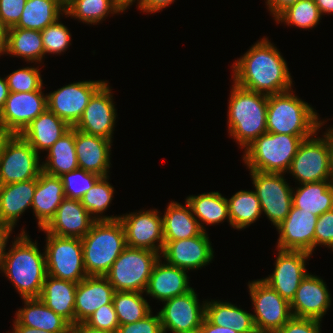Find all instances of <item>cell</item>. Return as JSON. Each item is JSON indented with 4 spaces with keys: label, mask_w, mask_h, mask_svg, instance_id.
Returning <instances> with one entry per match:
<instances>
[{
    "label": "cell",
    "mask_w": 333,
    "mask_h": 333,
    "mask_svg": "<svg viewBox=\"0 0 333 333\" xmlns=\"http://www.w3.org/2000/svg\"><path fill=\"white\" fill-rule=\"evenodd\" d=\"M293 188L292 205L316 216L333 209V183L324 180Z\"/></svg>",
    "instance_id": "obj_33"
},
{
    "label": "cell",
    "mask_w": 333,
    "mask_h": 333,
    "mask_svg": "<svg viewBox=\"0 0 333 333\" xmlns=\"http://www.w3.org/2000/svg\"><path fill=\"white\" fill-rule=\"evenodd\" d=\"M95 221L80 200L65 198L43 229L60 237L83 238Z\"/></svg>",
    "instance_id": "obj_22"
},
{
    "label": "cell",
    "mask_w": 333,
    "mask_h": 333,
    "mask_svg": "<svg viewBox=\"0 0 333 333\" xmlns=\"http://www.w3.org/2000/svg\"><path fill=\"white\" fill-rule=\"evenodd\" d=\"M318 216L292 205L286 219L276 229L279 250L314 252V231Z\"/></svg>",
    "instance_id": "obj_20"
},
{
    "label": "cell",
    "mask_w": 333,
    "mask_h": 333,
    "mask_svg": "<svg viewBox=\"0 0 333 333\" xmlns=\"http://www.w3.org/2000/svg\"><path fill=\"white\" fill-rule=\"evenodd\" d=\"M328 148H329V172L333 183V127H328Z\"/></svg>",
    "instance_id": "obj_57"
},
{
    "label": "cell",
    "mask_w": 333,
    "mask_h": 333,
    "mask_svg": "<svg viewBox=\"0 0 333 333\" xmlns=\"http://www.w3.org/2000/svg\"><path fill=\"white\" fill-rule=\"evenodd\" d=\"M160 254L127 246L105 275L115 291L144 293Z\"/></svg>",
    "instance_id": "obj_7"
},
{
    "label": "cell",
    "mask_w": 333,
    "mask_h": 333,
    "mask_svg": "<svg viewBox=\"0 0 333 333\" xmlns=\"http://www.w3.org/2000/svg\"><path fill=\"white\" fill-rule=\"evenodd\" d=\"M143 294L142 292L115 291L113 305L119 325L137 322L152 311Z\"/></svg>",
    "instance_id": "obj_40"
},
{
    "label": "cell",
    "mask_w": 333,
    "mask_h": 333,
    "mask_svg": "<svg viewBox=\"0 0 333 333\" xmlns=\"http://www.w3.org/2000/svg\"><path fill=\"white\" fill-rule=\"evenodd\" d=\"M136 0H115V3L125 12L127 8L133 5ZM141 0H137V5H140Z\"/></svg>",
    "instance_id": "obj_61"
},
{
    "label": "cell",
    "mask_w": 333,
    "mask_h": 333,
    "mask_svg": "<svg viewBox=\"0 0 333 333\" xmlns=\"http://www.w3.org/2000/svg\"><path fill=\"white\" fill-rule=\"evenodd\" d=\"M111 143L113 142L106 138L75 129V148L79 168L101 177L109 176Z\"/></svg>",
    "instance_id": "obj_24"
},
{
    "label": "cell",
    "mask_w": 333,
    "mask_h": 333,
    "mask_svg": "<svg viewBox=\"0 0 333 333\" xmlns=\"http://www.w3.org/2000/svg\"><path fill=\"white\" fill-rule=\"evenodd\" d=\"M8 135L9 134L7 132H5L2 128H0V150L4 140L7 138Z\"/></svg>",
    "instance_id": "obj_62"
},
{
    "label": "cell",
    "mask_w": 333,
    "mask_h": 333,
    "mask_svg": "<svg viewBox=\"0 0 333 333\" xmlns=\"http://www.w3.org/2000/svg\"><path fill=\"white\" fill-rule=\"evenodd\" d=\"M318 6L314 0H299L294 5L284 10L275 21L284 22L288 26L293 25L300 29H312L322 19Z\"/></svg>",
    "instance_id": "obj_42"
},
{
    "label": "cell",
    "mask_w": 333,
    "mask_h": 333,
    "mask_svg": "<svg viewBox=\"0 0 333 333\" xmlns=\"http://www.w3.org/2000/svg\"><path fill=\"white\" fill-rule=\"evenodd\" d=\"M6 35H7V28L2 23V20L0 18V56H2Z\"/></svg>",
    "instance_id": "obj_60"
},
{
    "label": "cell",
    "mask_w": 333,
    "mask_h": 333,
    "mask_svg": "<svg viewBox=\"0 0 333 333\" xmlns=\"http://www.w3.org/2000/svg\"><path fill=\"white\" fill-rule=\"evenodd\" d=\"M205 317L214 325L230 327L238 333H257L252 314L230 302L206 300Z\"/></svg>",
    "instance_id": "obj_34"
},
{
    "label": "cell",
    "mask_w": 333,
    "mask_h": 333,
    "mask_svg": "<svg viewBox=\"0 0 333 333\" xmlns=\"http://www.w3.org/2000/svg\"><path fill=\"white\" fill-rule=\"evenodd\" d=\"M85 323L93 328L116 333L119 321L113 302L99 307Z\"/></svg>",
    "instance_id": "obj_46"
},
{
    "label": "cell",
    "mask_w": 333,
    "mask_h": 333,
    "mask_svg": "<svg viewBox=\"0 0 333 333\" xmlns=\"http://www.w3.org/2000/svg\"><path fill=\"white\" fill-rule=\"evenodd\" d=\"M58 19L41 31L44 57L46 54H61L71 45V33Z\"/></svg>",
    "instance_id": "obj_44"
},
{
    "label": "cell",
    "mask_w": 333,
    "mask_h": 333,
    "mask_svg": "<svg viewBox=\"0 0 333 333\" xmlns=\"http://www.w3.org/2000/svg\"><path fill=\"white\" fill-rule=\"evenodd\" d=\"M186 202L190 205L203 231L206 232L204 224L211 226L222 223L224 220H227L231 226L227 198L220 192L190 195L186 198Z\"/></svg>",
    "instance_id": "obj_36"
},
{
    "label": "cell",
    "mask_w": 333,
    "mask_h": 333,
    "mask_svg": "<svg viewBox=\"0 0 333 333\" xmlns=\"http://www.w3.org/2000/svg\"><path fill=\"white\" fill-rule=\"evenodd\" d=\"M65 197L81 200L84 194L101 178L96 173L76 169L60 176Z\"/></svg>",
    "instance_id": "obj_43"
},
{
    "label": "cell",
    "mask_w": 333,
    "mask_h": 333,
    "mask_svg": "<svg viewBox=\"0 0 333 333\" xmlns=\"http://www.w3.org/2000/svg\"><path fill=\"white\" fill-rule=\"evenodd\" d=\"M188 271L162 262L161 257L154 265L144 293L161 302L182 295L192 289Z\"/></svg>",
    "instance_id": "obj_25"
},
{
    "label": "cell",
    "mask_w": 333,
    "mask_h": 333,
    "mask_svg": "<svg viewBox=\"0 0 333 333\" xmlns=\"http://www.w3.org/2000/svg\"><path fill=\"white\" fill-rule=\"evenodd\" d=\"M321 321L292 316L275 333H321Z\"/></svg>",
    "instance_id": "obj_50"
},
{
    "label": "cell",
    "mask_w": 333,
    "mask_h": 333,
    "mask_svg": "<svg viewBox=\"0 0 333 333\" xmlns=\"http://www.w3.org/2000/svg\"><path fill=\"white\" fill-rule=\"evenodd\" d=\"M185 206L176 201L168 203L162 216L164 241L188 239L203 232L186 201Z\"/></svg>",
    "instance_id": "obj_31"
},
{
    "label": "cell",
    "mask_w": 333,
    "mask_h": 333,
    "mask_svg": "<svg viewBox=\"0 0 333 333\" xmlns=\"http://www.w3.org/2000/svg\"><path fill=\"white\" fill-rule=\"evenodd\" d=\"M81 241L88 276H105L127 247L125 230L119 219L95 221Z\"/></svg>",
    "instance_id": "obj_5"
},
{
    "label": "cell",
    "mask_w": 333,
    "mask_h": 333,
    "mask_svg": "<svg viewBox=\"0 0 333 333\" xmlns=\"http://www.w3.org/2000/svg\"><path fill=\"white\" fill-rule=\"evenodd\" d=\"M299 0H266V5L270 14L275 20L284 10L294 5Z\"/></svg>",
    "instance_id": "obj_52"
},
{
    "label": "cell",
    "mask_w": 333,
    "mask_h": 333,
    "mask_svg": "<svg viewBox=\"0 0 333 333\" xmlns=\"http://www.w3.org/2000/svg\"><path fill=\"white\" fill-rule=\"evenodd\" d=\"M40 160L20 134H9L0 150V185L37 179L42 172Z\"/></svg>",
    "instance_id": "obj_9"
},
{
    "label": "cell",
    "mask_w": 333,
    "mask_h": 333,
    "mask_svg": "<svg viewBox=\"0 0 333 333\" xmlns=\"http://www.w3.org/2000/svg\"><path fill=\"white\" fill-rule=\"evenodd\" d=\"M293 89L268 96L267 132L287 135H313L325 124L314 108L296 96Z\"/></svg>",
    "instance_id": "obj_4"
},
{
    "label": "cell",
    "mask_w": 333,
    "mask_h": 333,
    "mask_svg": "<svg viewBox=\"0 0 333 333\" xmlns=\"http://www.w3.org/2000/svg\"><path fill=\"white\" fill-rule=\"evenodd\" d=\"M252 184L259 198L262 212L277 227L292 207L293 188L285 179V173H263L250 171Z\"/></svg>",
    "instance_id": "obj_11"
},
{
    "label": "cell",
    "mask_w": 333,
    "mask_h": 333,
    "mask_svg": "<svg viewBox=\"0 0 333 333\" xmlns=\"http://www.w3.org/2000/svg\"><path fill=\"white\" fill-rule=\"evenodd\" d=\"M20 57L26 62L42 63L44 47L41 31L12 27L7 29L2 55Z\"/></svg>",
    "instance_id": "obj_32"
},
{
    "label": "cell",
    "mask_w": 333,
    "mask_h": 333,
    "mask_svg": "<svg viewBox=\"0 0 333 333\" xmlns=\"http://www.w3.org/2000/svg\"><path fill=\"white\" fill-rule=\"evenodd\" d=\"M39 67H23L6 76L10 92H32L43 88Z\"/></svg>",
    "instance_id": "obj_45"
},
{
    "label": "cell",
    "mask_w": 333,
    "mask_h": 333,
    "mask_svg": "<svg viewBox=\"0 0 333 333\" xmlns=\"http://www.w3.org/2000/svg\"><path fill=\"white\" fill-rule=\"evenodd\" d=\"M41 88L32 92H10L0 111V128L8 134L22 131L47 109V95Z\"/></svg>",
    "instance_id": "obj_16"
},
{
    "label": "cell",
    "mask_w": 333,
    "mask_h": 333,
    "mask_svg": "<svg viewBox=\"0 0 333 333\" xmlns=\"http://www.w3.org/2000/svg\"><path fill=\"white\" fill-rule=\"evenodd\" d=\"M78 283L46 275L40 299L56 314L75 325V294Z\"/></svg>",
    "instance_id": "obj_30"
},
{
    "label": "cell",
    "mask_w": 333,
    "mask_h": 333,
    "mask_svg": "<svg viewBox=\"0 0 333 333\" xmlns=\"http://www.w3.org/2000/svg\"><path fill=\"white\" fill-rule=\"evenodd\" d=\"M106 81H79L65 85L47 95V109L74 127L93 94Z\"/></svg>",
    "instance_id": "obj_14"
},
{
    "label": "cell",
    "mask_w": 333,
    "mask_h": 333,
    "mask_svg": "<svg viewBox=\"0 0 333 333\" xmlns=\"http://www.w3.org/2000/svg\"><path fill=\"white\" fill-rule=\"evenodd\" d=\"M198 333H238L230 327H222L212 324L206 317L204 318Z\"/></svg>",
    "instance_id": "obj_53"
},
{
    "label": "cell",
    "mask_w": 333,
    "mask_h": 333,
    "mask_svg": "<svg viewBox=\"0 0 333 333\" xmlns=\"http://www.w3.org/2000/svg\"><path fill=\"white\" fill-rule=\"evenodd\" d=\"M46 234L45 256L47 275L79 283L87 277L81 238Z\"/></svg>",
    "instance_id": "obj_8"
},
{
    "label": "cell",
    "mask_w": 333,
    "mask_h": 333,
    "mask_svg": "<svg viewBox=\"0 0 333 333\" xmlns=\"http://www.w3.org/2000/svg\"><path fill=\"white\" fill-rule=\"evenodd\" d=\"M228 100L227 125L229 135L245 149L267 132L268 96L245 89L233 82Z\"/></svg>",
    "instance_id": "obj_3"
},
{
    "label": "cell",
    "mask_w": 333,
    "mask_h": 333,
    "mask_svg": "<svg viewBox=\"0 0 333 333\" xmlns=\"http://www.w3.org/2000/svg\"><path fill=\"white\" fill-rule=\"evenodd\" d=\"M71 128L67 122L46 109L20 135L40 154V151H47Z\"/></svg>",
    "instance_id": "obj_28"
},
{
    "label": "cell",
    "mask_w": 333,
    "mask_h": 333,
    "mask_svg": "<svg viewBox=\"0 0 333 333\" xmlns=\"http://www.w3.org/2000/svg\"><path fill=\"white\" fill-rule=\"evenodd\" d=\"M34 242L22 229L6 251L0 270L22 299L39 298L47 275L45 251L41 252Z\"/></svg>",
    "instance_id": "obj_2"
},
{
    "label": "cell",
    "mask_w": 333,
    "mask_h": 333,
    "mask_svg": "<svg viewBox=\"0 0 333 333\" xmlns=\"http://www.w3.org/2000/svg\"><path fill=\"white\" fill-rule=\"evenodd\" d=\"M65 13L63 0H26L21 18L15 27L42 31Z\"/></svg>",
    "instance_id": "obj_37"
},
{
    "label": "cell",
    "mask_w": 333,
    "mask_h": 333,
    "mask_svg": "<svg viewBox=\"0 0 333 333\" xmlns=\"http://www.w3.org/2000/svg\"><path fill=\"white\" fill-rule=\"evenodd\" d=\"M316 135H318L317 132L301 142L287 172L299 182L298 185L331 180L328 162V129L322 138Z\"/></svg>",
    "instance_id": "obj_12"
},
{
    "label": "cell",
    "mask_w": 333,
    "mask_h": 333,
    "mask_svg": "<svg viewBox=\"0 0 333 333\" xmlns=\"http://www.w3.org/2000/svg\"><path fill=\"white\" fill-rule=\"evenodd\" d=\"M109 176L101 177L80 200L85 209L96 220H117L119 216L103 215L113 200L114 187L108 182Z\"/></svg>",
    "instance_id": "obj_41"
},
{
    "label": "cell",
    "mask_w": 333,
    "mask_h": 333,
    "mask_svg": "<svg viewBox=\"0 0 333 333\" xmlns=\"http://www.w3.org/2000/svg\"><path fill=\"white\" fill-rule=\"evenodd\" d=\"M108 83L106 81L93 94L74 128L112 141L117 110Z\"/></svg>",
    "instance_id": "obj_18"
},
{
    "label": "cell",
    "mask_w": 333,
    "mask_h": 333,
    "mask_svg": "<svg viewBox=\"0 0 333 333\" xmlns=\"http://www.w3.org/2000/svg\"><path fill=\"white\" fill-rule=\"evenodd\" d=\"M22 300L24 308L17 310L15 317L21 325L54 333H71L72 325L47 307L40 298Z\"/></svg>",
    "instance_id": "obj_29"
},
{
    "label": "cell",
    "mask_w": 333,
    "mask_h": 333,
    "mask_svg": "<svg viewBox=\"0 0 333 333\" xmlns=\"http://www.w3.org/2000/svg\"><path fill=\"white\" fill-rule=\"evenodd\" d=\"M331 295L321 277L308 273L301 281L294 298L290 302L292 315L322 321L329 310Z\"/></svg>",
    "instance_id": "obj_21"
},
{
    "label": "cell",
    "mask_w": 333,
    "mask_h": 333,
    "mask_svg": "<svg viewBox=\"0 0 333 333\" xmlns=\"http://www.w3.org/2000/svg\"><path fill=\"white\" fill-rule=\"evenodd\" d=\"M13 229L4 225H0V270L3 264L4 256L6 253V247L8 239L12 234Z\"/></svg>",
    "instance_id": "obj_54"
},
{
    "label": "cell",
    "mask_w": 333,
    "mask_h": 333,
    "mask_svg": "<svg viewBox=\"0 0 333 333\" xmlns=\"http://www.w3.org/2000/svg\"><path fill=\"white\" fill-rule=\"evenodd\" d=\"M61 178L44 173L36 179V190L32 202L38 228H44L55 216L56 210L65 199Z\"/></svg>",
    "instance_id": "obj_27"
},
{
    "label": "cell",
    "mask_w": 333,
    "mask_h": 333,
    "mask_svg": "<svg viewBox=\"0 0 333 333\" xmlns=\"http://www.w3.org/2000/svg\"><path fill=\"white\" fill-rule=\"evenodd\" d=\"M65 11L66 17H73L89 25L104 21L109 14L123 13L115 0H68Z\"/></svg>",
    "instance_id": "obj_39"
},
{
    "label": "cell",
    "mask_w": 333,
    "mask_h": 333,
    "mask_svg": "<svg viewBox=\"0 0 333 333\" xmlns=\"http://www.w3.org/2000/svg\"><path fill=\"white\" fill-rule=\"evenodd\" d=\"M115 290L105 276H87L75 294V325L84 323L99 307L113 302Z\"/></svg>",
    "instance_id": "obj_23"
},
{
    "label": "cell",
    "mask_w": 333,
    "mask_h": 333,
    "mask_svg": "<svg viewBox=\"0 0 333 333\" xmlns=\"http://www.w3.org/2000/svg\"><path fill=\"white\" fill-rule=\"evenodd\" d=\"M71 333H111V332L90 327L84 322L72 326Z\"/></svg>",
    "instance_id": "obj_55"
},
{
    "label": "cell",
    "mask_w": 333,
    "mask_h": 333,
    "mask_svg": "<svg viewBox=\"0 0 333 333\" xmlns=\"http://www.w3.org/2000/svg\"><path fill=\"white\" fill-rule=\"evenodd\" d=\"M25 3L26 0H0V18L7 29L17 25Z\"/></svg>",
    "instance_id": "obj_49"
},
{
    "label": "cell",
    "mask_w": 333,
    "mask_h": 333,
    "mask_svg": "<svg viewBox=\"0 0 333 333\" xmlns=\"http://www.w3.org/2000/svg\"><path fill=\"white\" fill-rule=\"evenodd\" d=\"M42 171L52 176L63 174L79 168L75 148V128L61 136L48 150Z\"/></svg>",
    "instance_id": "obj_35"
},
{
    "label": "cell",
    "mask_w": 333,
    "mask_h": 333,
    "mask_svg": "<svg viewBox=\"0 0 333 333\" xmlns=\"http://www.w3.org/2000/svg\"><path fill=\"white\" fill-rule=\"evenodd\" d=\"M119 220L125 230L127 246L161 254L164 247L163 224L157 209L126 213Z\"/></svg>",
    "instance_id": "obj_15"
},
{
    "label": "cell",
    "mask_w": 333,
    "mask_h": 333,
    "mask_svg": "<svg viewBox=\"0 0 333 333\" xmlns=\"http://www.w3.org/2000/svg\"><path fill=\"white\" fill-rule=\"evenodd\" d=\"M211 243L205 231L188 239L164 241L160 257H163L166 263L186 271L201 269L214 258Z\"/></svg>",
    "instance_id": "obj_19"
},
{
    "label": "cell",
    "mask_w": 333,
    "mask_h": 333,
    "mask_svg": "<svg viewBox=\"0 0 333 333\" xmlns=\"http://www.w3.org/2000/svg\"><path fill=\"white\" fill-rule=\"evenodd\" d=\"M232 72L237 85L267 96L289 91L293 85L286 60L266 37L235 60Z\"/></svg>",
    "instance_id": "obj_1"
},
{
    "label": "cell",
    "mask_w": 333,
    "mask_h": 333,
    "mask_svg": "<svg viewBox=\"0 0 333 333\" xmlns=\"http://www.w3.org/2000/svg\"><path fill=\"white\" fill-rule=\"evenodd\" d=\"M272 274L262 278L268 286L274 289L282 298L291 302L301 281L309 273L306 261L312 256L305 251L279 250Z\"/></svg>",
    "instance_id": "obj_17"
},
{
    "label": "cell",
    "mask_w": 333,
    "mask_h": 333,
    "mask_svg": "<svg viewBox=\"0 0 333 333\" xmlns=\"http://www.w3.org/2000/svg\"><path fill=\"white\" fill-rule=\"evenodd\" d=\"M320 245L333 251V209L326 211L317 219L314 231V250Z\"/></svg>",
    "instance_id": "obj_47"
},
{
    "label": "cell",
    "mask_w": 333,
    "mask_h": 333,
    "mask_svg": "<svg viewBox=\"0 0 333 333\" xmlns=\"http://www.w3.org/2000/svg\"><path fill=\"white\" fill-rule=\"evenodd\" d=\"M248 289L257 333H275L293 316L290 302L261 279L249 282Z\"/></svg>",
    "instance_id": "obj_10"
},
{
    "label": "cell",
    "mask_w": 333,
    "mask_h": 333,
    "mask_svg": "<svg viewBox=\"0 0 333 333\" xmlns=\"http://www.w3.org/2000/svg\"><path fill=\"white\" fill-rule=\"evenodd\" d=\"M116 333H163L159 313L153 315L151 311L137 322L119 325Z\"/></svg>",
    "instance_id": "obj_48"
},
{
    "label": "cell",
    "mask_w": 333,
    "mask_h": 333,
    "mask_svg": "<svg viewBox=\"0 0 333 333\" xmlns=\"http://www.w3.org/2000/svg\"><path fill=\"white\" fill-rule=\"evenodd\" d=\"M36 179L0 185V225L15 228L25 210L32 207Z\"/></svg>",
    "instance_id": "obj_26"
},
{
    "label": "cell",
    "mask_w": 333,
    "mask_h": 333,
    "mask_svg": "<svg viewBox=\"0 0 333 333\" xmlns=\"http://www.w3.org/2000/svg\"><path fill=\"white\" fill-rule=\"evenodd\" d=\"M162 303L158 313L163 333H198L205 318L206 300L200 303L194 288Z\"/></svg>",
    "instance_id": "obj_13"
},
{
    "label": "cell",
    "mask_w": 333,
    "mask_h": 333,
    "mask_svg": "<svg viewBox=\"0 0 333 333\" xmlns=\"http://www.w3.org/2000/svg\"><path fill=\"white\" fill-rule=\"evenodd\" d=\"M227 202L233 229H245L263 214L255 191L240 190L227 199Z\"/></svg>",
    "instance_id": "obj_38"
},
{
    "label": "cell",
    "mask_w": 333,
    "mask_h": 333,
    "mask_svg": "<svg viewBox=\"0 0 333 333\" xmlns=\"http://www.w3.org/2000/svg\"><path fill=\"white\" fill-rule=\"evenodd\" d=\"M10 94L8 83L5 78L0 77V111L4 108L6 99Z\"/></svg>",
    "instance_id": "obj_56"
},
{
    "label": "cell",
    "mask_w": 333,
    "mask_h": 333,
    "mask_svg": "<svg viewBox=\"0 0 333 333\" xmlns=\"http://www.w3.org/2000/svg\"><path fill=\"white\" fill-rule=\"evenodd\" d=\"M175 0H141L140 5L137 6L141 12L154 14L163 11L164 8L174 3Z\"/></svg>",
    "instance_id": "obj_51"
},
{
    "label": "cell",
    "mask_w": 333,
    "mask_h": 333,
    "mask_svg": "<svg viewBox=\"0 0 333 333\" xmlns=\"http://www.w3.org/2000/svg\"><path fill=\"white\" fill-rule=\"evenodd\" d=\"M311 136L266 132L245 148L242 160L250 171L288 172L301 142Z\"/></svg>",
    "instance_id": "obj_6"
},
{
    "label": "cell",
    "mask_w": 333,
    "mask_h": 333,
    "mask_svg": "<svg viewBox=\"0 0 333 333\" xmlns=\"http://www.w3.org/2000/svg\"><path fill=\"white\" fill-rule=\"evenodd\" d=\"M13 332L12 333H54V332H48L44 330H38L36 328H31L28 326L21 325L16 319L13 322ZM9 333V332H8Z\"/></svg>",
    "instance_id": "obj_58"
},
{
    "label": "cell",
    "mask_w": 333,
    "mask_h": 333,
    "mask_svg": "<svg viewBox=\"0 0 333 333\" xmlns=\"http://www.w3.org/2000/svg\"><path fill=\"white\" fill-rule=\"evenodd\" d=\"M322 15L333 13V0H314Z\"/></svg>",
    "instance_id": "obj_59"
}]
</instances>
